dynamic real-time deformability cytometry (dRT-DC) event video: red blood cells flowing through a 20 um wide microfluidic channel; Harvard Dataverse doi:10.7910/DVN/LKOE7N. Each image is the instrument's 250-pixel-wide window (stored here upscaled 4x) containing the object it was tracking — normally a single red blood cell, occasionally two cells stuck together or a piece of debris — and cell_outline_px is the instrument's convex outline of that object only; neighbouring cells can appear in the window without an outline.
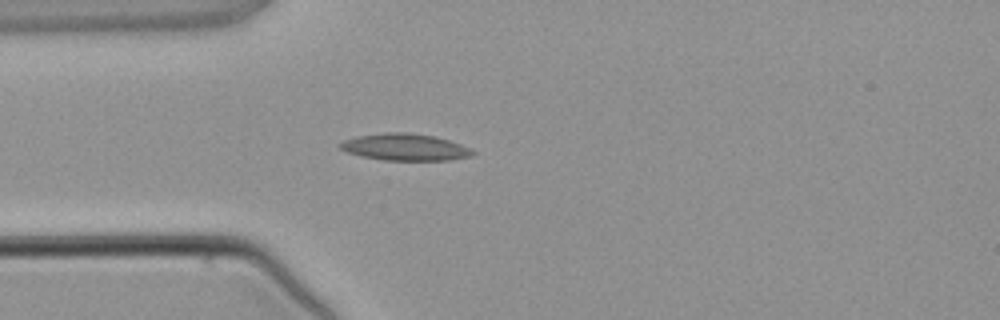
{"species": "common noctule bat (a hibernating species)", "species_latin": "Nyctalus noctula", "temperature_condition": "warm", "stored_images_in_passage": 3, "camera_frame_rate_fps": 3000, "um_per_image_px": 0.085, "animal": {"sex": "male", "body_mass_g": 21.5, "forearm_length_mm": 52.0}, "frame": {"image": 1, "passage_image": 3, "time_ms": 2.333, "image_size_px": [1000, 320], "cell_outline_px": [[476, 152], [472, 156], [448, 160], [384, 160], [364, 156], [348, 152], [340, 148], [336, 144], [344, 140], [356, 136], [384, 132], [408, 132], [436, 136], [460, 144]], "centroid_in_image_um": [34.41, 12.49], "position_along_channel_um": 50.6, "area_um2": 20.69}}